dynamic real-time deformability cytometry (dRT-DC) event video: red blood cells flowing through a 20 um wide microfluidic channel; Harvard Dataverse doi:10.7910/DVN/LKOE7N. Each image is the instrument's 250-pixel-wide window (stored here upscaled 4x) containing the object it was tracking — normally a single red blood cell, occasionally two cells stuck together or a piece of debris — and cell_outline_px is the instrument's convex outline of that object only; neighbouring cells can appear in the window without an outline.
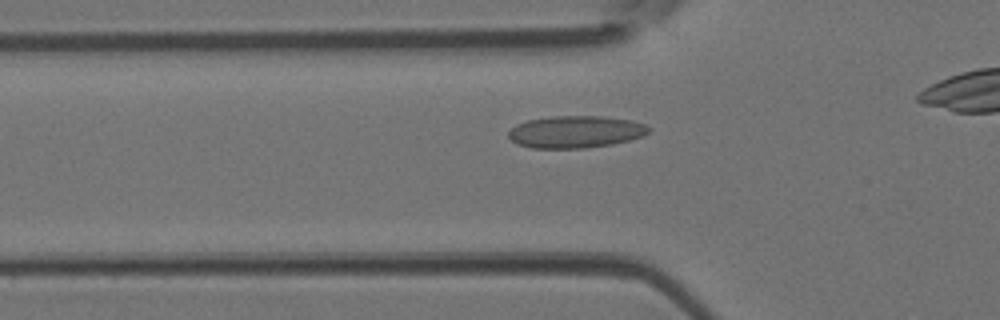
{"species": "Egyptian fruit bat (a non-hibernating species)", "species_latin": "Rousettus aegyptiacus", "temperature_condition": "room temperature", "stored_images_in_passage": 30, "camera_frame_rate_fps": 3000, "um_per_image_px": 0.085, "animal": {"sex": "female"}, "frame": {"image": 1, "passage_image": 7, "time_ms": 2.0, "image_size_px": [1000, 320], "cell_outline_px": [[652, 128], [644, 136], [612, 144], [584, 148], [532, 148], [516, 144], [508, 136], [508, 132], [516, 124], [528, 120], [552, 116], [600, 116], [632, 120], [644, 124]], "centroid_in_image_um": [48.92, 11.2], "position_along_channel_um": 76.9, "area_um2": 26.3}}
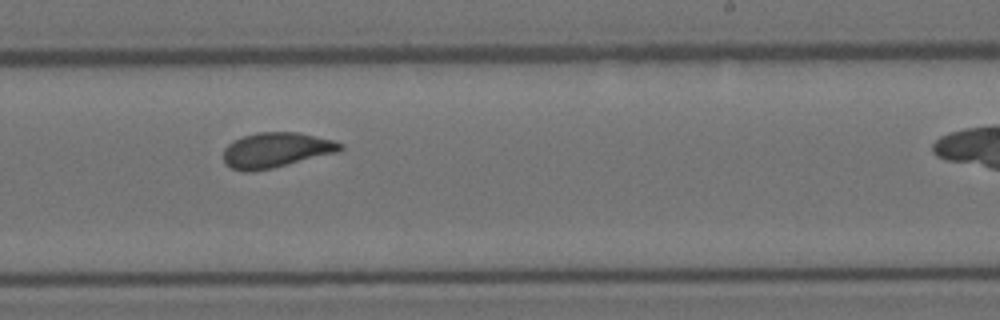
{"frame": {"image": 2, "passage_image": 20, "time_ms": 6.333, "image_size_px": [1000, 320], "cell_outline_px": [[344, 148], [340, 152], [272, 168], [252, 172], [244, 172], [232, 168], [224, 164], [224, 148], [232, 140], [256, 132], [296, 132], [332, 140], [344, 144]], "centroid_in_image_um": [23.46, 12.76], "position_along_channel_um": 265.5, "area_um2": 24.04}}
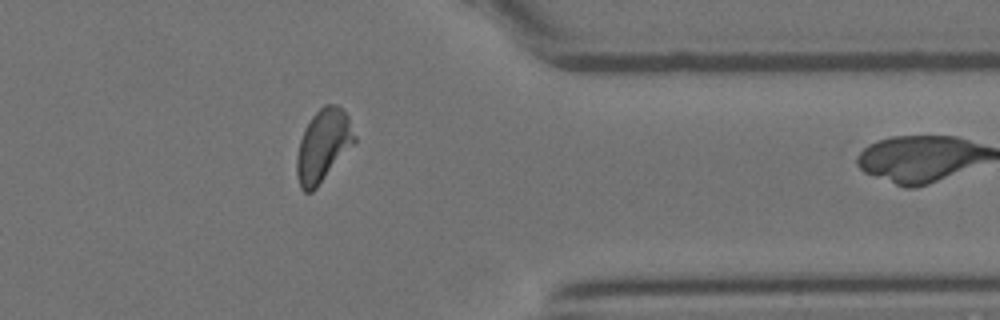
{"frame": {"image": 3, "passage_image": 29, "time_ms": 9.333, "image_size_px": [1000, 320], "cell_outline_px": [[356, 144], [316, 188], [312, 192], [304, 192], [300, 188], [296, 176], [296, 156], [300, 140], [304, 128], [312, 116], [324, 104], [336, 104], [348, 116], [356, 136]], "centroid_in_image_um": [27.47, 12.39], "position_along_channel_um": 383.9, "area_um2": 24.74}}